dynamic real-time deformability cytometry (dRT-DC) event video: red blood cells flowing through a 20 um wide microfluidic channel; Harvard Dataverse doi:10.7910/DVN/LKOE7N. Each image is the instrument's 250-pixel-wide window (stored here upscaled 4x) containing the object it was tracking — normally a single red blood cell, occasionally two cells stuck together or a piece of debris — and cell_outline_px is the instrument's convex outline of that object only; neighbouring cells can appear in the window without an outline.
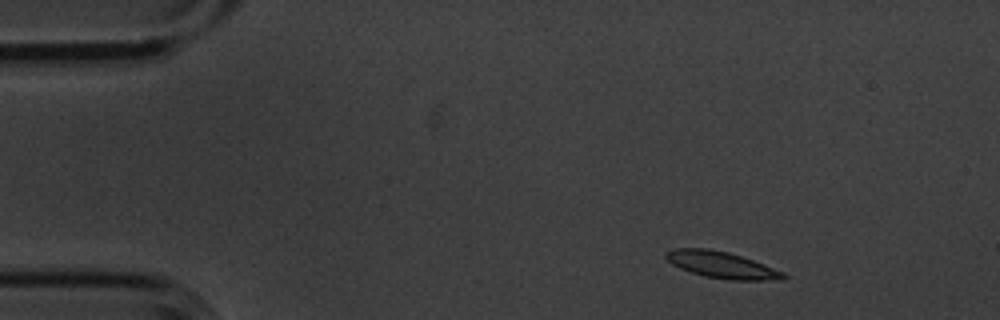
{"species": "common noctule bat (a hibernating species)", "species_latin": "Nyctalus noctula", "temperature_condition": "cold", "stored_images_in_passage": 4, "segment_of_instrument_passage": [1, 2], "camera_frame_rate_fps": 3000, "um_per_image_px": 0.085, "animal": {"sex": "male", "body_mass_g": 20.1, "forearm_length_mm": 53.5}, "frame": {"image": 1, "passage_image": 1, "time_ms": 0.0, "image_size_px": [1000, 320], "cell_outline_px": [[788, 276], [784, 280], [728, 280], [704, 276], [680, 268], [672, 264], [664, 256], [664, 252], [676, 248], [708, 248], [728, 252], [764, 264], [784, 272]], "centroid_in_image_um": [61.35, 22.52], "position_along_channel_um": 23.6, "area_um2": 18.21}}